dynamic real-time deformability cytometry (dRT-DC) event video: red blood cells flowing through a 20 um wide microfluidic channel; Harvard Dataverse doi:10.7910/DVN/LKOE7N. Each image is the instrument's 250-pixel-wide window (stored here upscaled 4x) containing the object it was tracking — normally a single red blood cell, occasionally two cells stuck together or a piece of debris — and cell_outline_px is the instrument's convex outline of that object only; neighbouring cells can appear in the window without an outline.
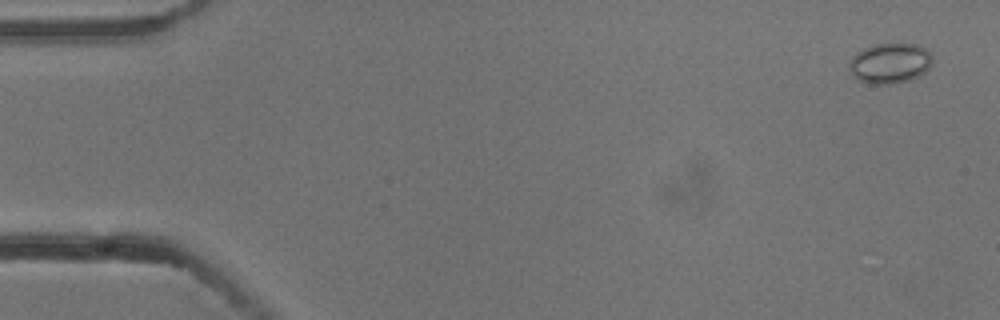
{"species": "common noctule bat (a hibernating species)", "species_latin": "Nyctalus noctula", "temperature_condition": "cold", "stored_images_in_passage": 5, "camera_frame_rate_fps": 3000, "um_per_image_px": 0.085, "animal": {"sex": "male", "body_mass_g": 13.3}, "frame": {"image": 1, "passage_image": 1, "time_ms": 0.0, "image_size_px": [1000, 320], "cell_outline_px": [[932, 64], [924, 72], [908, 80], [892, 84], [868, 84], [852, 76], [848, 68], [852, 56], [856, 52], [864, 48], [876, 44], [916, 44], [924, 48], [932, 56]], "centroid_in_image_um": [75.6, 5.38], "position_along_channel_um": 9.4, "area_um2": 19.48}}